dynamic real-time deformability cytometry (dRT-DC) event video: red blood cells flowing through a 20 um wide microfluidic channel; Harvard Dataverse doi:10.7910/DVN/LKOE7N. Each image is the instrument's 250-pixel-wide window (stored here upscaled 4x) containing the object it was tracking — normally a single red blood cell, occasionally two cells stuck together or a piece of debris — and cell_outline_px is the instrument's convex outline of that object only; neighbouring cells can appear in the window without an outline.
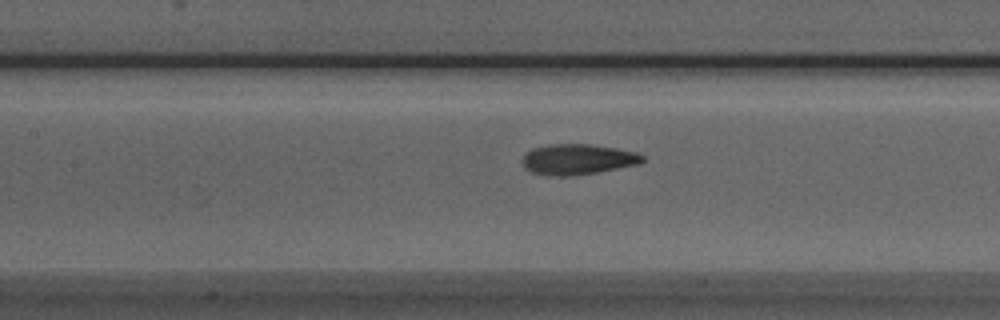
{"species": "Egyptian fruit bat (a non-hibernating species)", "species_latin": "Rousettus aegyptiacus", "temperature_condition": "room temperature", "stored_images_in_passage": 36, "camera_frame_rate_fps": 3000, "um_per_image_px": 0.085, "animal": {"sex": "male"}, "frame": {"image": 1, "passage_image": 17, "time_ms": 5.333, "image_size_px": [1000, 320], "cell_outline_px": [[644, 160], [640, 164], [596, 172], [568, 176], [556, 176], [532, 172], [524, 168], [520, 160], [524, 152], [532, 148], [548, 144], [588, 144], [616, 148], [636, 152], [644, 156]], "centroid_in_image_um": [49.05, 13.53], "position_along_channel_um": 158.3, "area_um2": 21.5}}
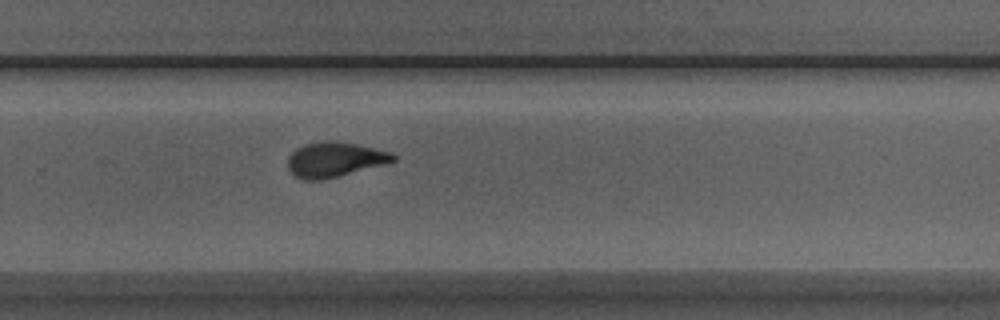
{"frame": {"image": 2, "passage_image": 28, "time_ms": 9.0, "image_size_px": [1000, 320], "cell_outline_px": [[396, 160], [388, 164], [320, 180], [304, 180], [296, 176], [288, 168], [288, 156], [296, 148], [304, 144], [324, 140], [336, 140], [356, 144], [392, 152], [396, 156]], "centroid_in_image_um": [28.47, 13.54], "position_along_channel_um": 301.3, "area_um2": 21.56}}
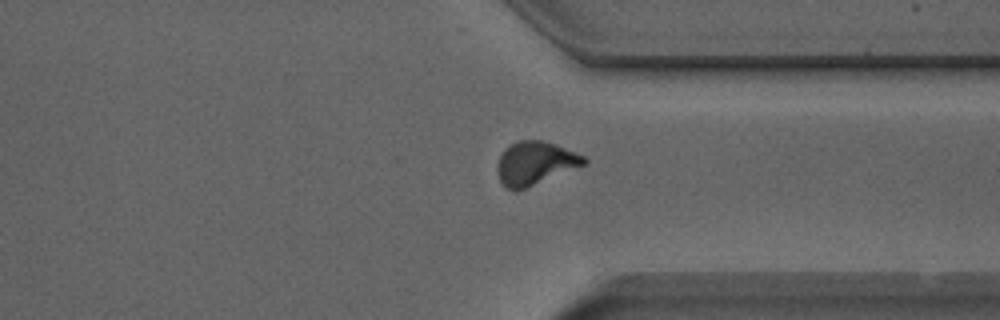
{"frame": {"image": 3, "passage_image": 33, "time_ms": 10.667, "image_size_px": [1000, 320], "cell_outline_px": [[588, 164], [516, 192], [508, 188], [500, 180], [496, 168], [500, 156], [504, 148], [520, 140], [540, 140], [556, 144], [584, 156], [588, 160]], "centroid_in_image_um": [45.51, 13.88], "position_along_channel_um": 365.9, "area_um2": 21.96}}